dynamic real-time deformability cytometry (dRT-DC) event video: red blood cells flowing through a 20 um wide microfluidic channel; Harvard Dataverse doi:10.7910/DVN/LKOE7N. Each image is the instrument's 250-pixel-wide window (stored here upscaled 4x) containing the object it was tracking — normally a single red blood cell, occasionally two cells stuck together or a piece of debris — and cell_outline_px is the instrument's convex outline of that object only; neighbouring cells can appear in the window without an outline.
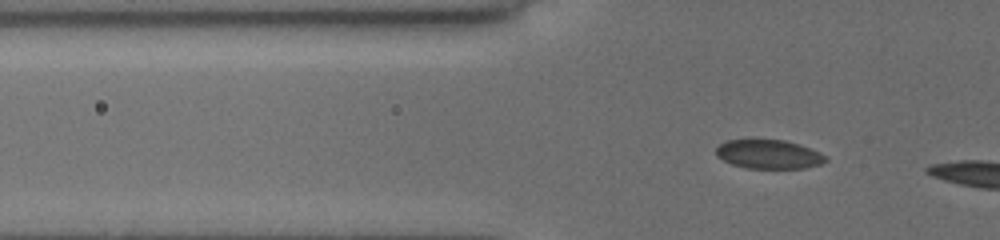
{"species": "common noctule bat (a hibernating species)", "species_latin": "Nyctalus noctula", "temperature_condition": "cold", "stored_images_in_passage": 34, "camera_frame_rate_fps": 3000, "um_per_image_px": 0.085, "animal": {"sex": "female", "body_mass_g": 19.5, "forearm_length_mm": 54.1}, "frame": {"image": 1, "passage_image": 5, "time_ms": 1.333, "image_size_px": [1000, 240], "cell_outline_px": [[828, 160], [820, 164], [804, 168], [744, 168], [732, 164], [716, 156], [716, 148], [720, 144], [728, 140], [784, 140], [820, 152]], "centroid_in_image_um": [65.31, 13.12], "position_along_channel_um": 60.5, "area_um2": 18.21}}
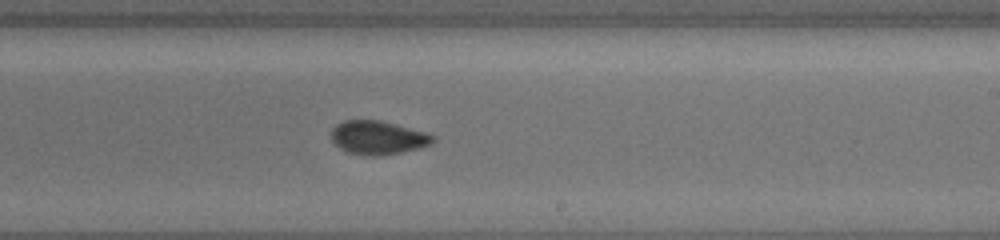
{"frame": {"image": 2, "passage_image": 21, "time_ms": 6.667, "image_size_px": [1000, 240], "cell_outline_px": [[436, 140], [420, 148], [380, 156], [368, 156], [348, 152], [340, 148], [332, 140], [332, 128], [336, 124], [344, 120], [380, 120], [424, 132], [436, 136]], "centroid_in_image_um": [32.11, 11.7], "position_along_channel_um": 256.9, "area_um2": 19.77}}
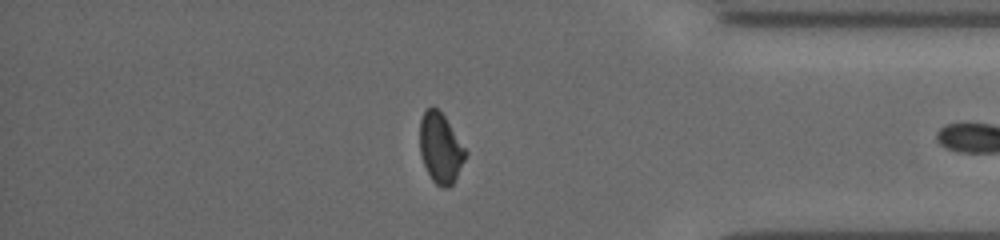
{"frame": {"image": 3, "passage_image": 33, "time_ms": 10.667, "image_size_px": [1000, 240], "cell_outline_px": [[468, 152], [452, 184], [448, 188], [444, 188], [436, 184], [432, 180], [424, 164], [420, 152], [420, 120], [424, 112], [428, 108], [436, 108], [444, 116]], "centroid_in_image_um": [37.44, 12.6], "position_along_channel_um": 397.8, "area_um2": 18.26}}